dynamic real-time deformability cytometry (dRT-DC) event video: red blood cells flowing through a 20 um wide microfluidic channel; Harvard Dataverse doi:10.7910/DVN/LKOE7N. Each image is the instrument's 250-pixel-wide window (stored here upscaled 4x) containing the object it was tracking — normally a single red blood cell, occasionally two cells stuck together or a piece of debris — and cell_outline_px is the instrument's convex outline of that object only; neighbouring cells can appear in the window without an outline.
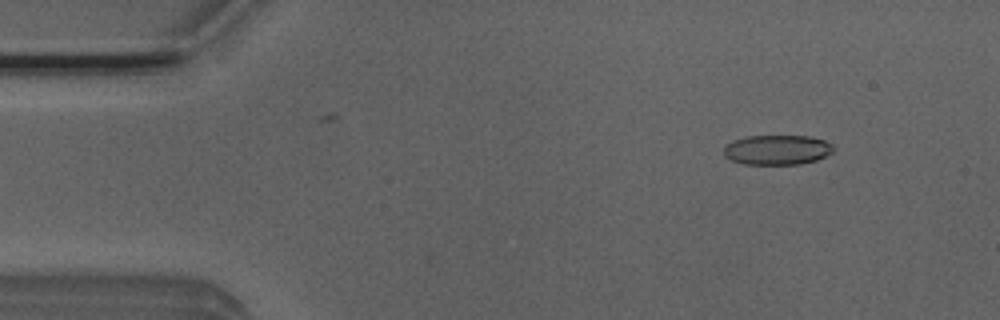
{"species": "Egyptian fruit bat (a non-hibernating species)", "species_latin": "Rousettus aegyptiacus", "temperature_condition": "room temperature", "stored_images_in_passage": 52, "camera_frame_rate_fps": 3000, "um_per_image_px": 0.085, "animal": {"sex": "male"}, "frame": {"image": 1, "passage_image": 5, "time_ms": 1.333, "image_size_px": [1000, 320], "cell_outline_px": [[832, 152], [816, 160], [800, 164], [744, 164], [732, 160], [724, 156], [724, 144], [732, 140], [748, 136], [812, 136], [824, 140], [832, 144]], "centroid_in_image_um": [66.02, 12.73], "position_along_channel_um": 19.0, "area_um2": 19.07}}
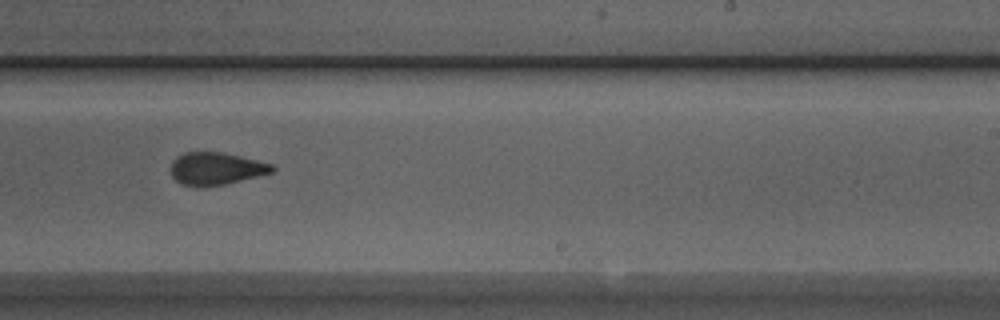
{"frame": {"image": 2, "passage_image": 31, "time_ms": 10.0, "image_size_px": [1000, 320], "cell_outline_px": [[276, 168], [272, 172], [224, 184], [204, 188], [200, 188], [180, 184], [172, 176], [172, 160], [176, 156], [184, 152], [220, 152], [240, 156], [272, 164]], "centroid_in_image_um": [18.31, 14.34], "position_along_channel_um": 270.7, "area_um2": 19.19}}
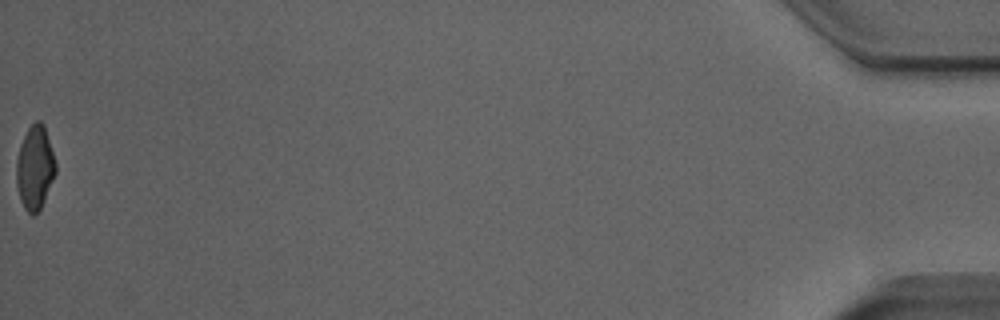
{"frame": {"image": 3, "passage_image": 52, "time_ms": 17.0, "image_size_px": [1000, 320], "cell_outline_px": [[56, 172], [44, 200], [40, 208], [32, 216], [24, 208], [20, 200], [16, 184], [16, 160], [20, 144], [28, 128], [36, 120], [40, 120], [44, 124], [56, 164]], "centroid_in_image_um": [2.95, 14.24], "position_along_channel_um": 432.3, "area_um2": 19.07}, "authors_computed_cell_mechanics": {"area_um2": 19.8254, "velocity_mm_per_s": 3.8595, "shape_relaxation_time_tau1_ms": 8.5781, "shape_relaxation_time_tau2_ms": 1.9411, "deformation_change_tau1": 0.1933, "deformation_change_tau2": 0.0848}}